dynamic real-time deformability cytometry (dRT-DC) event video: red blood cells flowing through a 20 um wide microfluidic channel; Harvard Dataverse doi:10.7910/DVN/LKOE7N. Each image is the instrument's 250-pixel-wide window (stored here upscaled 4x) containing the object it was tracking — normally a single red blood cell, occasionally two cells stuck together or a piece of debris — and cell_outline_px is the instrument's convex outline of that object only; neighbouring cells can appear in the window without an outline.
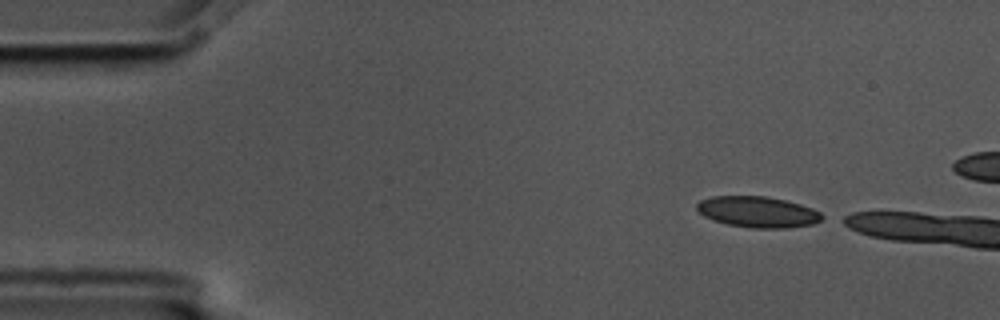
{"species": "common noctule bat (a hibernating species)", "species_latin": "Nyctalus noctula", "temperature_condition": "cold", "stored_images_in_passage": 3, "camera_frame_rate_fps": 3000, "um_per_image_px": 0.085, "animal": {"sex": "male", "body_mass_g": 17.5, "forearm_length_mm": 52.3}, "frame": {"image": 1, "passage_image": 1, "time_ms": 0.0, "image_size_px": [1000, 320], "cell_outline_px": [[828, 216], [812, 224], [784, 228], [748, 228], [728, 224], [712, 220], [704, 216], [696, 208], [696, 204], [700, 200], [712, 196], [764, 196], [784, 200], [800, 204], [812, 208]], "centroid_in_image_um": [64.41, 18.01], "position_along_channel_um": 20.6, "area_um2": 22.66}}